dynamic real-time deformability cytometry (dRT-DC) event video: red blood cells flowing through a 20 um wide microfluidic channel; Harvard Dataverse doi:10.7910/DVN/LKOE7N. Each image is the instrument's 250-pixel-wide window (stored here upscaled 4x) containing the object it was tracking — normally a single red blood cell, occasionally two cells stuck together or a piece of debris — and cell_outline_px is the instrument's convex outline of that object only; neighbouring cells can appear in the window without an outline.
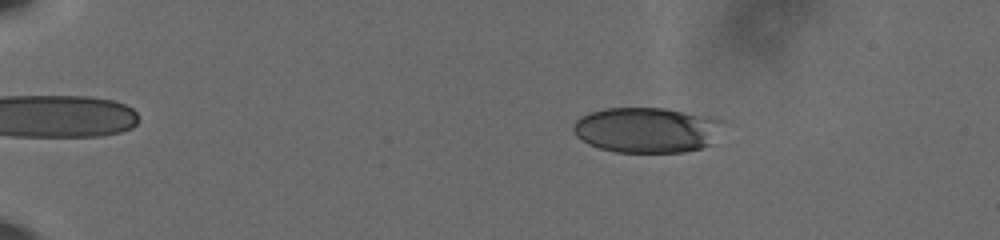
{"species": "human", "species_latin": "Homo sapiens", "temperature_condition": "cold", "stored_images_in_passage": 60, "camera_frame_rate_fps": 3000, "um_per_image_px": 0.085, "donor": {"sex": "male"}, "frame": {"image": 1, "passage_image": 12, "time_ms": 3.667, "image_size_px": [1000, 240], "cell_outline_px": [[736, 124], [716, 144], [684, 152], [616, 152], [600, 148], [588, 144], [576, 136], [572, 128], [572, 124], [580, 116], [588, 112], [604, 108], [664, 108], [732, 120]], "centroid_in_image_um": [55.23, 11.04], "position_along_channel_um": 29.8, "area_um2": 41.62}}
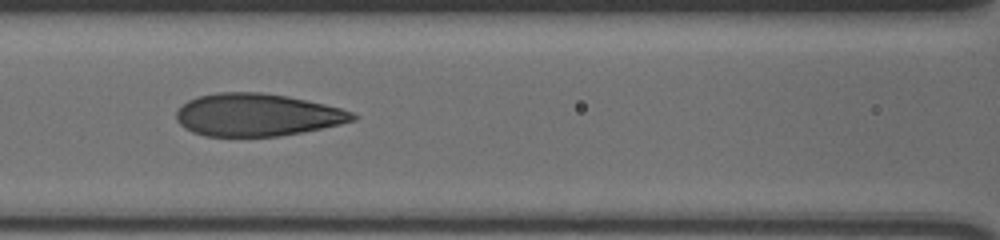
{"frame": {"image": 2, "passage_image": 30, "time_ms": 9.667, "image_size_px": [1000, 240], "cell_outline_px": [[360, 116], [356, 120], [340, 124], [280, 136], [204, 136], [192, 132], [184, 128], [176, 120], [176, 112], [188, 100], [196, 96], [216, 92], [260, 92], [288, 96], [324, 104], [340, 108], [352, 112]], "centroid_in_image_um": [21.83, 9.76], "position_along_channel_um": 144.8, "area_um2": 43.75}}
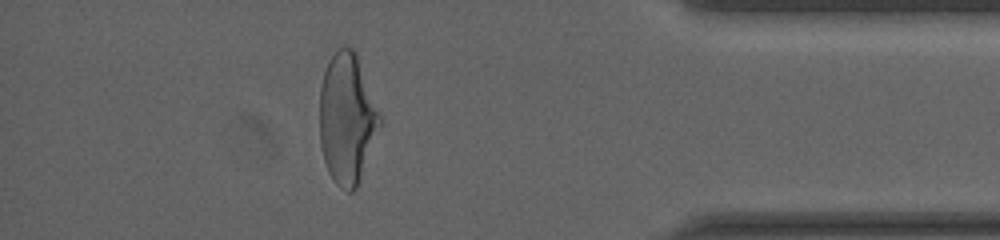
{"frame": {"image": 3, "passage_image": 54, "time_ms": 17.667, "image_size_px": [1000, 240], "cell_outline_px": [[380, 124], [356, 188], [352, 192], [348, 192], [340, 188], [336, 184], [328, 172], [324, 160], [320, 144], [320, 88], [324, 72], [328, 60], [340, 48], [352, 48], [356, 52], [380, 116]], "centroid_in_image_um": [29.46, 10.09], "position_along_channel_um": 405.7, "area_um2": 44.85}, "authors_computed_cell_mechanics": {"area_um2": 43.7546, "velocity_mm_per_s": 3.6078, "shape_relaxation_time_tau1_ms": 4.4287, "shape_relaxation_time_tau2_ms": 0.8472, "deformation_change_tau1": 0.1704, "deformation_change_tau2": 0.0703}}